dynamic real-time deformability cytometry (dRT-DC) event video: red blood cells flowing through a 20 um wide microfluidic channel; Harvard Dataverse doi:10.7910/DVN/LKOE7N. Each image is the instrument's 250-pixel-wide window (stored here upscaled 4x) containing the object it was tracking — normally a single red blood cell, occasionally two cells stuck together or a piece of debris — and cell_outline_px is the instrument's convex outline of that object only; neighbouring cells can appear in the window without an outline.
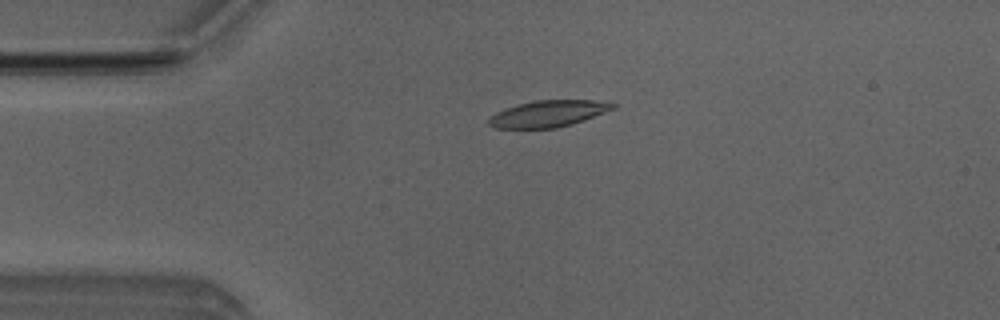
{"species": "Egyptian fruit bat (a non-hibernating species)", "species_latin": "Rousettus aegyptiacus", "temperature_condition": "room temperature", "stored_images_in_passage": 51, "camera_frame_rate_fps": 3000, "um_per_image_px": 0.085, "animal": {"sex": "male"}, "frame": {"image": 1, "passage_image": 12, "time_ms": 3.667, "image_size_px": [1000, 320], "cell_outline_px": [[616, 108], [584, 120], [572, 124], [556, 128], [496, 128], [488, 124], [488, 120], [496, 112], [504, 108], [516, 104], [536, 100], [592, 100], [616, 104]], "centroid_in_image_um": [46.58, 9.66], "position_along_channel_um": 38.4, "area_um2": 19.13}}
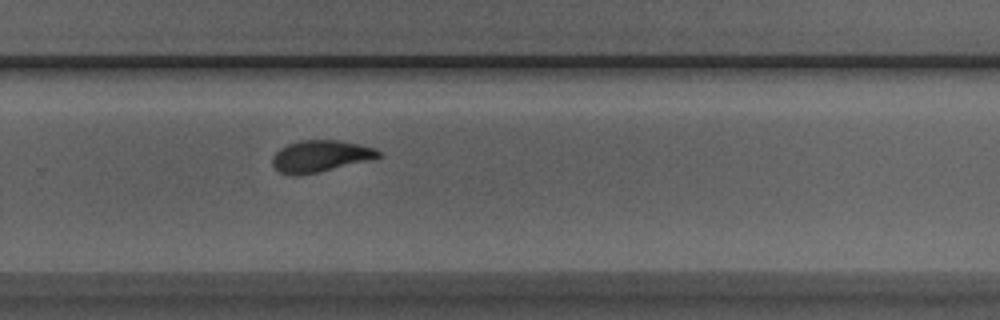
{"frame": {"image": 2, "passage_image": 34, "time_ms": 11.0, "image_size_px": [1000, 320], "cell_outline_px": [[380, 156], [368, 160], [316, 172], [280, 172], [272, 164], [272, 156], [280, 148], [288, 144], [300, 140], [340, 140], [376, 148], [380, 152]], "centroid_in_image_um": [27.25, 13.21], "position_along_channel_um": 302.5, "area_um2": 18.73}}
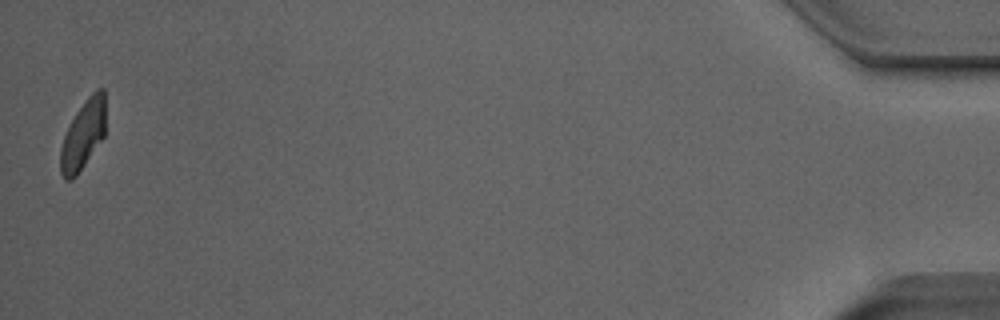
{"frame": {"image": 3, "passage_image": 51, "time_ms": 16.667, "image_size_px": [1000, 320], "cell_outline_px": [[104, 136], [76, 176], [72, 180], [64, 180], [60, 172], [60, 148], [64, 136], [76, 112], [88, 96], [96, 88], [104, 88]], "centroid_in_image_um": [7.04, 11.47], "position_along_channel_um": 428.2, "area_um2": 17.92}, "authors_computed_cell_mechanics": {"area_um2": 19.652, "velocity_mm_per_s": 3.9892, "shape_relaxation_time_tau1_ms": 3.6754, "shape_relaxation_time_tau2_ms": 2.1268, "deformation_change_tau1": 0.1662, "deformation_change_tau2": 0.0896}}